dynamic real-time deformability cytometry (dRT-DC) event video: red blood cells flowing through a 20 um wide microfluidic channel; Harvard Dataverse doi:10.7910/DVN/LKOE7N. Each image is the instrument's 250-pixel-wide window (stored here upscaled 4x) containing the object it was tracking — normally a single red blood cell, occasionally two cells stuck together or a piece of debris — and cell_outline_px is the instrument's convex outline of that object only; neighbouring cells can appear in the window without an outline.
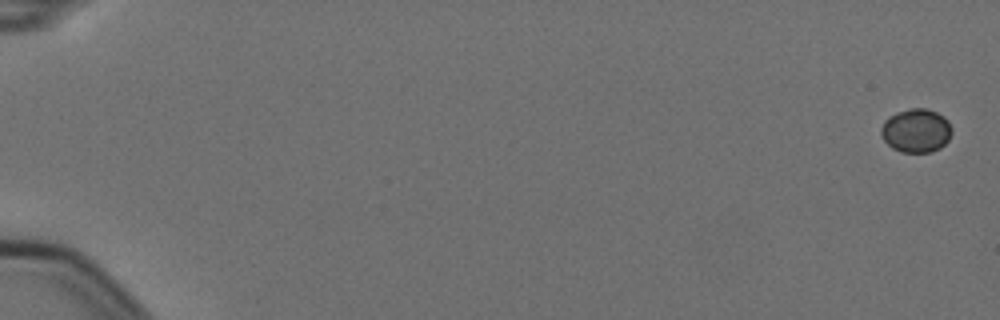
{"species": "Egyptian fruit bat (a non-hibernating species)", "species_latin": "Rousettus aegyptiacus", "temperature_condition": "cold", "stored_images_in_passage": 9, "camera_frame_rate_fps": 3000, "um_per_image_px": 0.085, "animal": {"sex": "female"}, "frame": {"image": 1, "passage_image": 1, "time_ms": 0.0, "image_size_px": [1000, 320], "cell_outline_px": [[952, 132], [948, 140], [940, 148], [932, 152], [900, 152], [892, 148], [884, 140], [880, 132], [880, 128], [884, 120], [888, 116], [896, 112], [908, 108], [928, 108], [944, 116], [948, 120], [952, 128]], "centroid_in_image_um": [77.86, 11.09], "position_along_channel_um": 7.1, "area_um2": 18.32}}
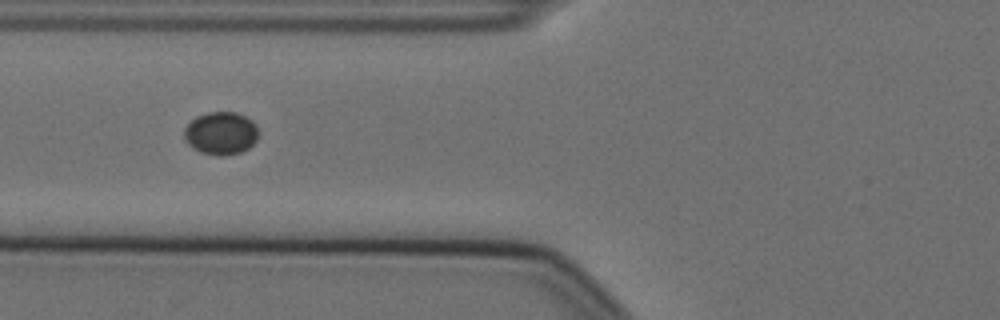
{"frame": {"image": 2, "passage_image": 7, "time_ms": 2.0, "image_size_px": [1000, 320], "cell_outline_px": [[256, 140], [248, 148], [240, 152], [224, 156], [216, 156], [200, 152], [192, 148], [184, 140], [184, 128], [196, 116], [208, 112], [236, 112], [252, 120], [256, 124]], "centroid_in_image_um": [18.74, 11.33], "position_along_channel_um": 107.1, "area_um2": 18.55}}
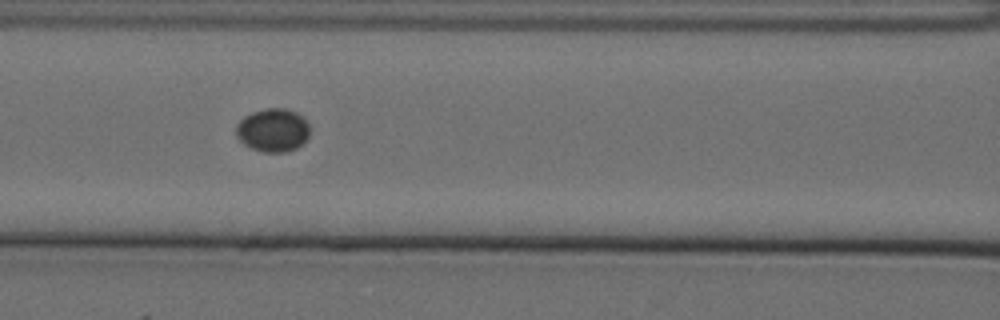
{"frame": {"image": 3, "passage_image": 8, "time_ms": 2.333, "image_size_px": [1000, 320], "cell_outline_px": [[308, 136], [296, 148], [288, 152], [260, 152], [244, 144], [236, 136], [236, 124], [244, 116], [252, 112], [264, 108], [288, 108], [304, 116], [308, 120]], "centroid_in_image_um": [23.19, 11.04], "position_along_channel_um": 143.4, "area_um2": 18.79}}